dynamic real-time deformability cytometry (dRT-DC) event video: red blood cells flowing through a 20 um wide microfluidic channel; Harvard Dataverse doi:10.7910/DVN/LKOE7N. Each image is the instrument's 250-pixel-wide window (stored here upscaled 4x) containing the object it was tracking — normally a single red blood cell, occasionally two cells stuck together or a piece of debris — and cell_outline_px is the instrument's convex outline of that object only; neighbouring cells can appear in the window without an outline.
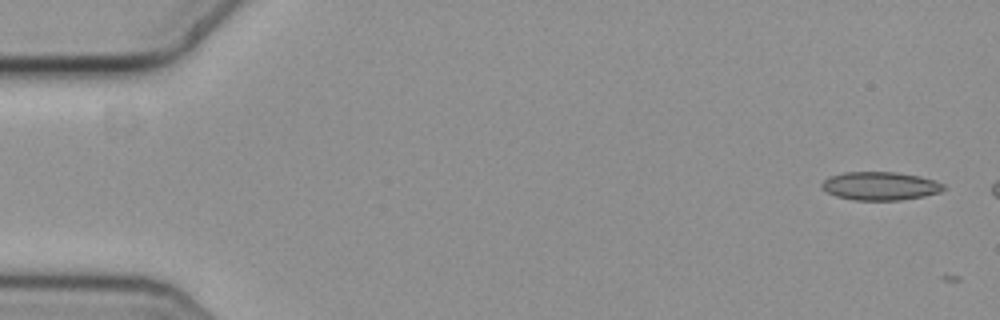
{"species": "common noctule bat (a hibernating species)", "species_latin": "Nyctalus noctula", "temperature_condition": "cold", "stored_images_in_passage": 3, "camera_frame_rate_fps": 3000, "um_per_image_px": 0.085, "animal": {"sex": "female", "body_mass_g": 19.3, "forearm_length_mm": 54.1}, "frame": {"image": 1, "passage_image": 2, "time_ms": 0.333, "image_size_px": [1000, 320], "cell_outline_px": [[944, 188], [940, 192], [924, 196], [900, 200], [856, 200], [836, 196], [820, 188], [820, 184], [828, 176], [844, 172], [896, 172], [920, 176], [944, 184]], "centroid_in_image_um": [74.78, 15.8], "position_along_channel_um": 10.2, "area_um2": 20.11}}